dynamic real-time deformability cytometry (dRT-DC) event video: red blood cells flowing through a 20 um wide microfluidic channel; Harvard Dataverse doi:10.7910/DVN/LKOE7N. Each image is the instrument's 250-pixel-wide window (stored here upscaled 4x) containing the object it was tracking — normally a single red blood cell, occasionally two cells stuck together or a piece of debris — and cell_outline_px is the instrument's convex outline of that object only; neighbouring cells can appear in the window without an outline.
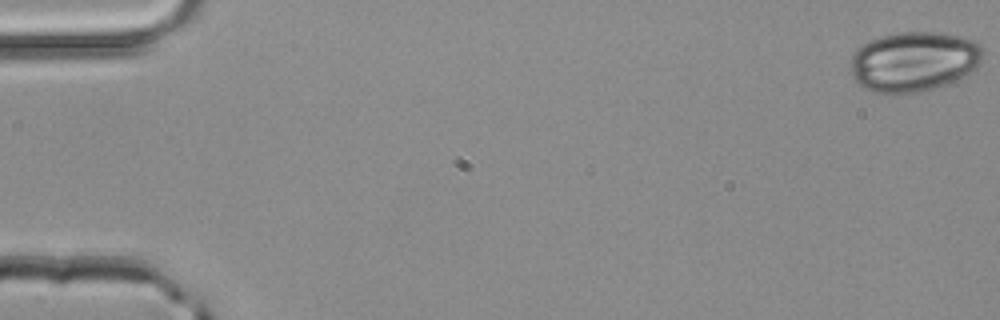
{"species": "common noctule bat (a hibernating species)", "species_latin": "Nyctalus noctula", "temperature_condition": "room temperature", "stored_images_in_passage": 51, "camera_frame_rate_fps": 3000, "um_per_image_px": 0.085, "animal": {"sex": "male", "body_mass_g": 20.4}, "frame": {"image": 1, "passage_image": 1, "time_ms": 0.0, "image_size_px": [1000, 320], "cell_outline_px": [[980, 64], [972, 72], [956, 80], [936, 88], [916, 92], [872, 92], [860, 88], [852, 80], [852, 56], [856, 48], [868, 40], [900, 32], [944, 32], [960, 36], [972, 40], [980, 44]], "centroid_in_image_um": [77.64, 5.23], "position_along_channel_um": 7.4, "area_um2": 46.3}}
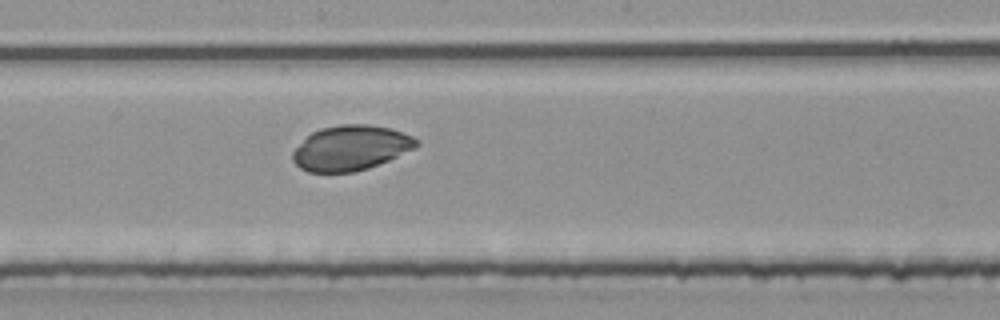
{"frame": {"image": 2, "passage_image": 28, "time_ms": 9.0, "image_size_px": [1000, 320], "cell_outline_px": [[420, 144], [416, 148], [388, 160], [368, 168], [352, 172], [308, 172], [300, 168], [292, 160], [292, 152], [312, 132], [320, 128], [340, 124], [368, 124], [388, 128], [412, 136]], "centroid_in_image_um": [29.8, 12.57], "position_along_channel_um": 218.4, "area_um2": 32.19}}
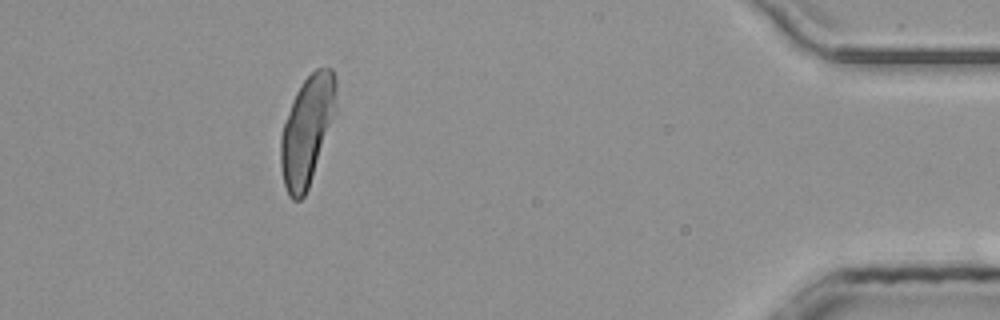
{"frame": {"image": 3, "passage_image": 46, "time_ms": 15.0, "image_size_px": [1000, 320], "cell_outline_px": [[336, 112], [308, 188], [304, 196], [300, 200], [292, 200], [288, 196], [284, 184], [280, 164], [280, 136], [292, 100], [296, 92], [304, 80], [316, 68], [332, 68], [336, 76]], "centroid_in_image_um": [26.1, 11.07], "position_along_channel_um": 409.1, "area_um2": 35.08}}